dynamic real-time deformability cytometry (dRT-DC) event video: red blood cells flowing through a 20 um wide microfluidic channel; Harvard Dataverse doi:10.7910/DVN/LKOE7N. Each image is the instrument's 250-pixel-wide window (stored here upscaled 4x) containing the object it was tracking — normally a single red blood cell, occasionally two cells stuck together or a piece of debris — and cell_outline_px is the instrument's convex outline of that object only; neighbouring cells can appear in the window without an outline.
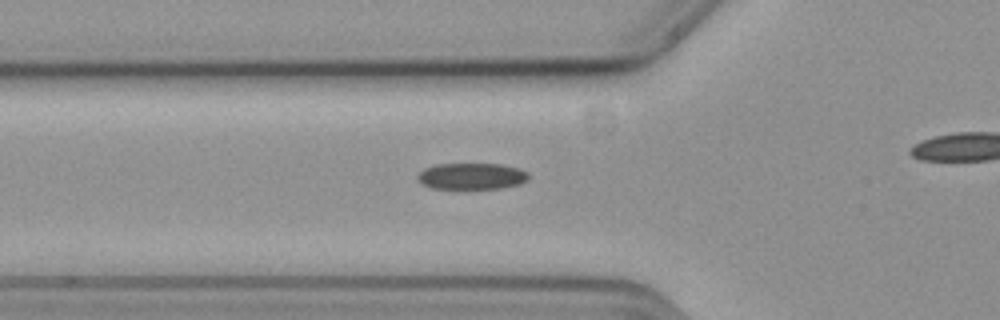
{"species": "common noctule bat (a hibernating species)", "species_latin": "Nyctalus noctula", "temperature_condition": "cold", "stored_images_in_passage": 28, "camera_frame_rate_fps": 3000, "um_per_image_px": 0.085, "animal": {"sex": "female", "body_mass_g": 19.3, "forearm_length_mm": 54.1}, "frame": {"image": 1, "passage_image": 2, "time_ms": 0.333, "image_size_px": [1000, 320], "cell_outline_px": [[528, 180], [520, 184], [500, 188], [456, 192], [428, 188], [420, 184], [416, 180], [416, 176], [424, 168], [436, 164], [500, 164], [520, 168], [528, 172]], "centroid_in_image_um": [40.01, 15.04], "position_along_channel_um": 85.8, "area_um2": 18.26}}
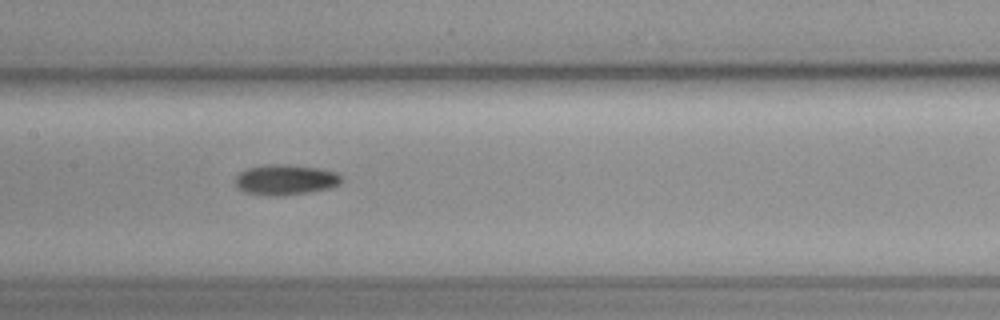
{"frame": {"image": 2, "passage_image": 10, "time_ms": 3.0, "image_size_px": [1000, 320], "cell_outline_px": [[344, 180], [340, 184], [328, 188], [280, 196], [272, 196], [244, 192], [236, 188], [236, 176], [240, 172], [248, 168], [268, 164], [288, 164], [320, 168], [336, 172]], "centroid_in_image_um": [24.26, 15.27], "position_along_channel_um": 183.1, "area_um2": 18.79}}
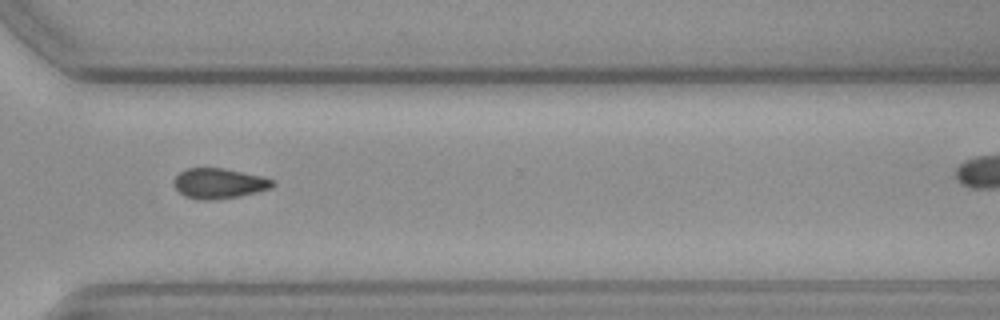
{"frame": {"image": 3, "passage_image": 24, "time_ms": 7.667, "image_size_px": [1000, 320], "cell_outline_px": [[276, 184], [268, 188], [256, 192], [240, 196], [212, 200], [200, 200], [184, 196], [176, 188], [176, 176], [180, 172], [188, 168], [224, 168], [264, 176], [272, 180]], "centroid_in_image_um": [18.64, 15.59], "position_along_channel_um": 352.0, "area_um2": 17.22}}